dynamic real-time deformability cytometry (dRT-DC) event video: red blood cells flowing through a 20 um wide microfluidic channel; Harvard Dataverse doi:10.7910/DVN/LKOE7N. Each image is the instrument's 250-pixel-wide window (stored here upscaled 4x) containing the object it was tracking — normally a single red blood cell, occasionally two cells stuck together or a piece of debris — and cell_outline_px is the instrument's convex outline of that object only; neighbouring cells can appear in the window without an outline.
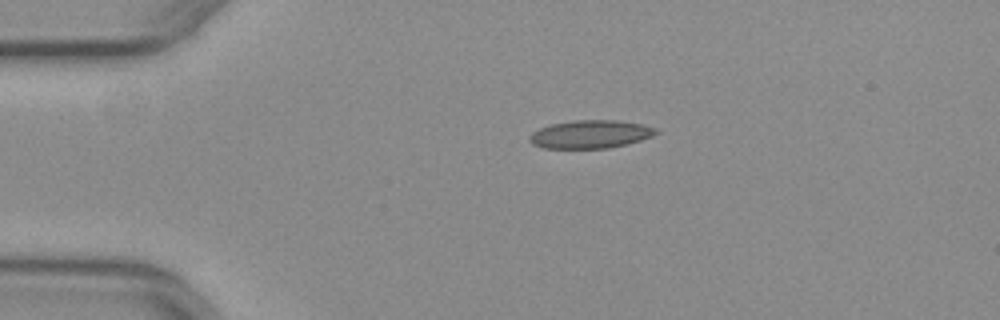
{"species": "common noctule bat (a hibernating species)", "species_latin": "Nyctalus noctula", "temperature_condition": "warm", "stored_images_in_passage": 19, "camera_frame_rate_fps": 3000, "um_per_image_px": 0.085, "animal": {"sex": "female", "body_mass_g": 29.2, "forearm_length_mm": 56.3}, "frame": {"image": 1, "passage_image": 1, "time_ms": 0.0, "image_size_px": [1000, 320], "cell_outline_px": [[660, 132], [652, 136], [628, 144], [608, 148], [544, 148], [532, 144], [528, 140], [528, 136], [532, 132], [540, 128], [552, 124], [572, 120], [616, 120], [644, 124], [656, 128]], "centroid_in_image_um": [50.19, 11.41], "position_along_channel_um": 34.8, "area_um2": 20.87}}
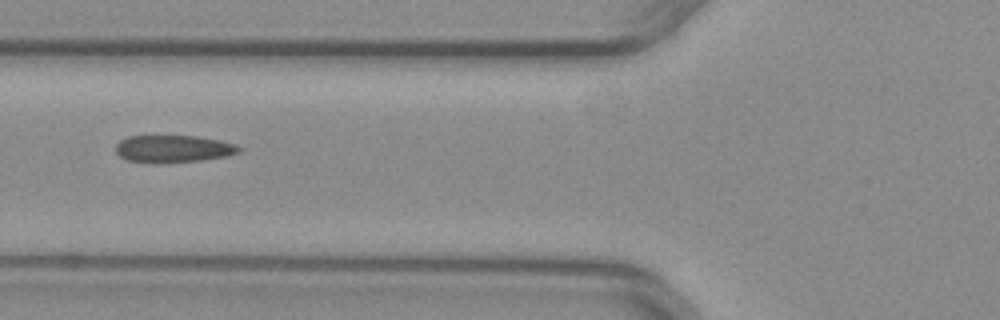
{"frame": {"image": 2, "passage_image": 10, "time_ms": 3.0, "image_size_px": [1000, 320], "cell_outline_px": [[244, 148], [240, 152], [228, 156], [200, 160], [128, 160], [120, 156], [116, 152], [116, 144], [120, 140], [128, 136], [196, 136], [220, 140], [236, 144]], "centroid_in_image_um": [14.82, 12.59], "position_along_channel_um": 111.0, "area_um2": 18.79}}
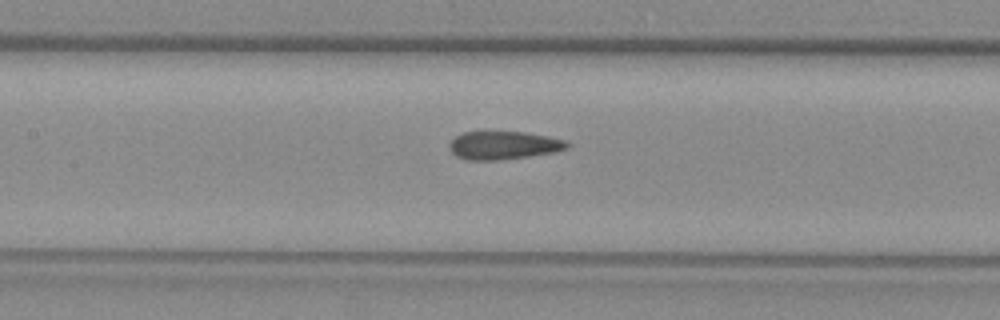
{"frame": {"image": 3, "passage_image": 14, "time_ms": 4.333, "image_size_px": [1000, 320], "cell_outline_px": [[572, 144], [568, 148], [552, 152], [528, 156], [500, 160], [464, 160], [456, 156], [452, 152], [448, 144], [456, 136], [464, 132], [484, 128], [524, 132], [548, 136], [564, 140]], "centroid_in_image_um": [42.75, 12.3], "position_along_channel_um": 164.7, "area_um2": 20.11}}